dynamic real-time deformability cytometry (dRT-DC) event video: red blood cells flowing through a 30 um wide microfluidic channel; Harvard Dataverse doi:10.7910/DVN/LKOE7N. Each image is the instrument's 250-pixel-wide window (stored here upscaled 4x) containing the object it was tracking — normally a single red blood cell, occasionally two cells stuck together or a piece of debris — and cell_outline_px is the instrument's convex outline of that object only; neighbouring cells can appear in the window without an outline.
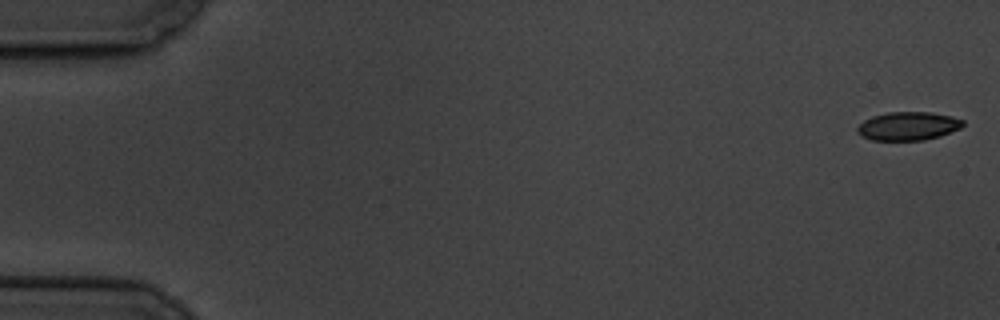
{"species": "common noctule bat (a hibernating species)", "species_latin": "Nyctalus noctula", "temperature_condition": "cold", "stored_images_in_passage": 6, "camera_frame_rate_fps": 3000, "um_per_image_px": 0.085, "animal": {"sex": "male", "body_mass_g": 19.5, "forearm_length_mm": 54.6}, "frame": {"image": 1, "passage_image": 1, "time_ms": 0.0, "image_size_px": [1000, 320], "cell_outline_px": [[964, 124], [960, 128], [940, 136], [924, 140], [872, 140], [860, 136], [856, 132], [856, 128], [864, 120], [872, 116], [888, 112], [932, 112], [952, 116], [964, 120]], "centroid_in_image_um": [77.18, 10.71], "position_along_channel_um": 7.8, "area_um2": 17.63}}
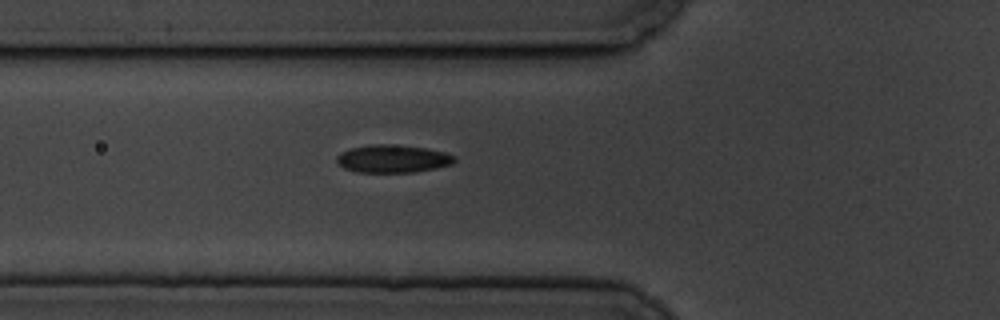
{"frame": {"image": 2, "passage_image": 6, "time_ms": 6.667, "image_size_px": [1000, 320], "cell_outline_px": [[456, 160], [452, 164], [436, 168], [416, 172], [356, 172], [344, 168], [336, 164], [336, 156], [340, 152], [352, 148], [372, 144], [388, 144], [424, 148], [444, 152], [456, 156]], "centroid_in_image_um": [33.36, 13.5], "position_along_channel_um": 92.4, "area_um2": 19.13}}